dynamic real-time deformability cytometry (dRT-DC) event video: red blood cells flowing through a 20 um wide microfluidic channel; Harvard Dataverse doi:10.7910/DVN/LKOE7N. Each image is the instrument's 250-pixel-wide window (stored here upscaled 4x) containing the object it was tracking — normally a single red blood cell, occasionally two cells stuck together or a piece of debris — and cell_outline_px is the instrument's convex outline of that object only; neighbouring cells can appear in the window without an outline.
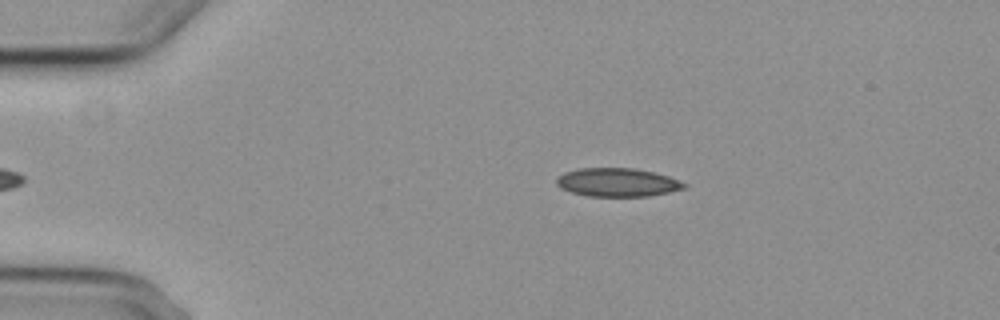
{"species": "common noctule bat (a hibernating species)", "species_latin": "Nyctalus noctula", "temperature_condition": "cold", "stored_images_in_passage": 4, "camera_frame_rate_fps": 3000, "um_per_image_px": 0.085, "animal": {"sex": "female", "body_mass_g": 29.2, "forearm_length_mm": 56.3}, "frame": {"image": 1, "passage_image": 4, "time_ms": 3.667, "image_size_px": [1000, 320], "cell_outline_px": [[688, 188], [648, 196], [588, 196], [572, 192], [560, 188], [556, 184], [556, 176], [564, 172], [580, 168], [636, 168], [668, 176], [688, 184]], "centroid_in_image_um": [52.47, 15.5], "position_along_channel_um": 32.5, "area_um2": 21.27}}